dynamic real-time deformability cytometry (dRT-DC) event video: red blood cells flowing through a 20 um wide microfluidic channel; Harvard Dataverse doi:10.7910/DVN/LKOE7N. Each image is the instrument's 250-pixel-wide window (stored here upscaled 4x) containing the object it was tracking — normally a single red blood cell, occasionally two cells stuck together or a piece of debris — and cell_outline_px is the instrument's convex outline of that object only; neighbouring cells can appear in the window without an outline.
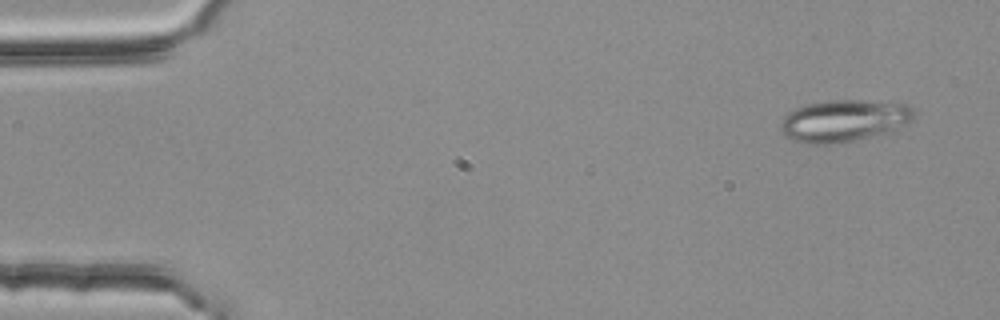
{"species": "common noctule bat (a hibernating species)", "species_latin": "Nyctalus noctula", "temperature_condition": "room temperature", "stored_images_in_passage": 4, "camera_frame_rate_fps": 3000, "um_per_image_px": 0.085, "animal": {"sex": "female", "body_mass_g": 25.1}, "frame": {"image": 1, "passage_image": 1, "time_ms": 0.0, "image_size_px": [1000, 320], "cell_outline_px": [[916, 120], [888, 132], [852, 140], [824, 144], [812, 144], [796, 140], [784, 136], [780, 128], [780, 124], [784, 116], [788, 112], [796, 108], [808, 104], [832, 100], [856, 100], [908, 104], [912, 108]], "centroid_in_image_um": [71.75, 10.25], "position_along_channel_um": 13.3, "area_um2": 32.25}}